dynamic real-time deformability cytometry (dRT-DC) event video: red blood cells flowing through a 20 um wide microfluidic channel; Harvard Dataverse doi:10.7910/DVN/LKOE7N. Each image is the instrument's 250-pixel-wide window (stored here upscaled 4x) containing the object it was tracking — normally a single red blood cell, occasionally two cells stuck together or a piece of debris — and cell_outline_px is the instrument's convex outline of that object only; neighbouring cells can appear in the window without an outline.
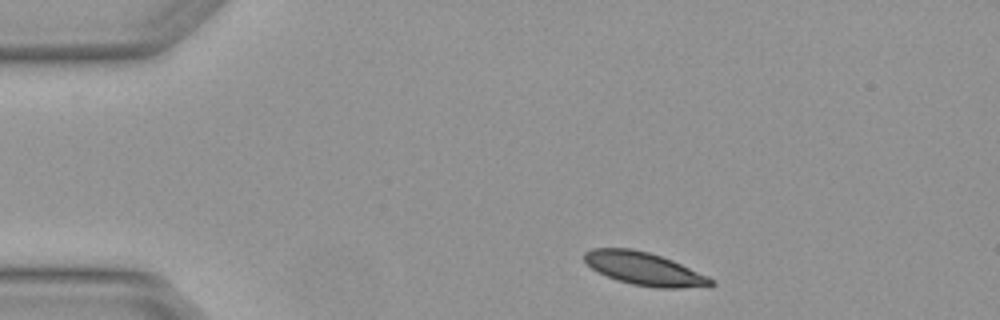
{"species": "Egyptian fruit bat (a non-hibernating species)", "species_latin": "Rousettus aegyptiacus", "temperature_condition": "warm", "stored_images_in_passage": 4, "camera_frame_rate_fps": 3000, "um_per_image_px": 0.085, "animal": {"sex": "female"}, "frame": {"image": 1, "passage_image": 1, "time_ms": 0.0, "image_size_px": [1000, 320], "cell_outline_px": [[716, 284], [708, 288], [656, 288], [632, 284], [616, 280], [592, 268], [584, 260], [584, 252], [592, 248], [632, 248], [648, 252], [672, 260], [708, 276], [716, 280]], "centroid_in_image_um": [54.84, 22.86], "position_along_channel_um": 30.2, "area_um2": 24.51}}
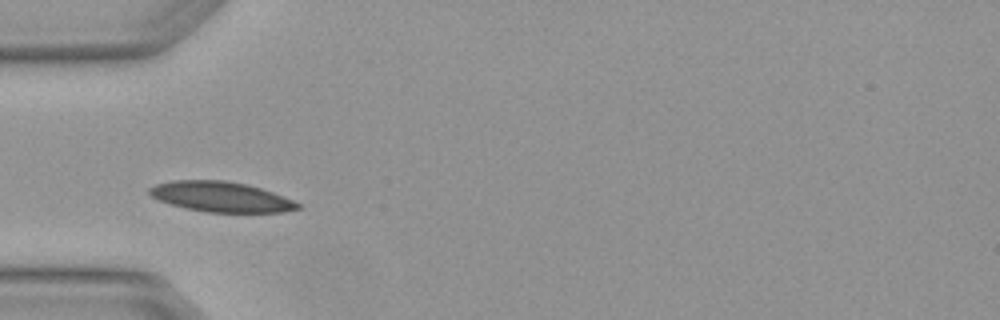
{"frame": {"image": 2, "passage_image": 3, "time_ms": 0.667, "image_size_px": [1000, 320], "cell_outline_px": [[300, 208], [284, 212], [204, 212], [184, 208], [160, 200], [152, 196], [148, 192], [148, 188], [156, 184], [172, 180], [224, 180], [248, 184], [272, 192], [292, 200], [300, 204]], "centroid_in_image_um": [18.76, 16.72], "position_along_channel_um": 66.2, "area_um2": 26.01}}
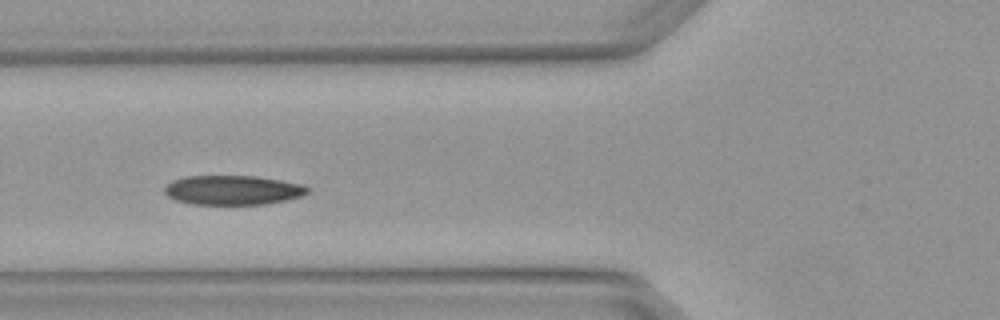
{"frame": {"image": 3, "passage_image": 4, "time_ms": 1.0, "image_size_px": [1000, 320], "cell_outline_px": [[308, 192], [304, 196], [264, 204], [192, 204], [176, 200], [168, 196], [164, 192], [164, 188], [172, 180], [184, 176], [256, 176], [304, 184], [308, 188]], "centroid_in_image_um": [19.79, 16.15], "position_along_channel_um": 106.0, "area_um2": 24.51}}